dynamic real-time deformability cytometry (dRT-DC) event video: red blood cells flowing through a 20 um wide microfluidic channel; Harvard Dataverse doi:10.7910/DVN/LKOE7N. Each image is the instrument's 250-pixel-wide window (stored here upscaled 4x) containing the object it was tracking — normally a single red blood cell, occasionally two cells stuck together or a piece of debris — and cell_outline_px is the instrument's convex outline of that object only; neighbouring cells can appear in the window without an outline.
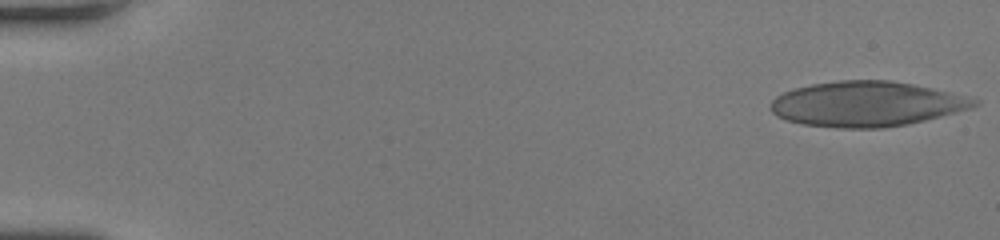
{"species": "human", "species_latin": "Homo sapiens", "temperature_condition": "room temperature", "stored_images_in_passage": 48, "camera_frame_rate_fps": 3000, "um_per_image_px": 0.085, "donor": {"sex": "female"}, "frame": {"image": 1, "passage_image": 1, "time_ms": 0.0, "image_size_px": [1000, 240], "cell_outline_px": [[980, 104], [972, 108], [908, 124], [880, 128], [836, 128], [804, 124], [784, 120], [776, 116], [772, 112], [772, 100], [776, 96], [784, 92], [796, 88], [812, 84], [840, 80], [888, 80], [912, 84], [980, 100]], "centroid_in_image_um": [73.62, 8.85], "position_along_channel_um": 11.4, "area_um2": 53.06}}
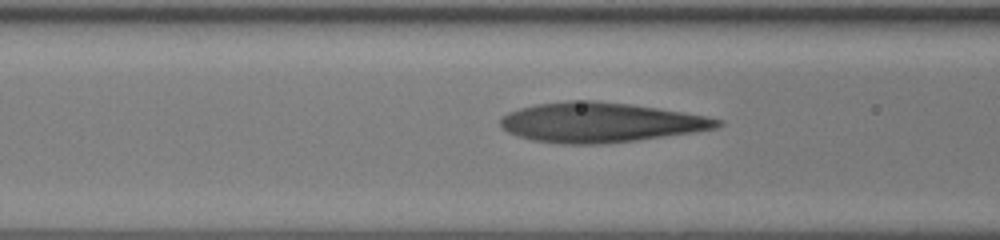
{"frame": {"image": 2, "passage_image": 20, "time_ms": 6.333, "image_size_px": [1000, 240], "cell_outline_px": [[724, 124], [716, 128], [692, 132], [636, 140], [600, 144], [560, 144], [532, 140], [516, 136], [500, 128], [500, 120], [508, 112], [520, 108], [536, 104], [564, 100], [596, 100], [632, 104], [684, 112], [724, 120]], "centroid_in_image_um": [51.0, 10.4], "position_along_channel_um": 115.6, "area_um2": 50.46}}
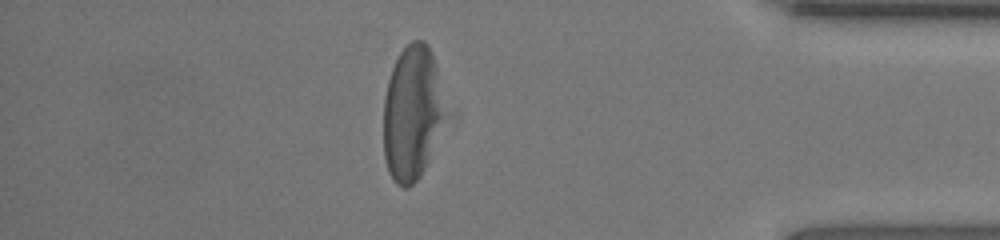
{"frame": {"image": 3, "passage_image": 42, "time_ms": 13.667, "image_size_px": [1000, 240], "cell_outline_px": [[448, 116], [428, 160], [420, 176], [408, 188], [404, 188], [396, 184], [388, 172], [384, 156], [384, 96], [388, 80], [392, 68], [400, 52], [412, 40], [424, 40], [428, 44], [432, 56]], "centroid_in_image_um": [35.03, 9.64], "position_along_channel_um": 400.2, "area_um2": 48.44}}